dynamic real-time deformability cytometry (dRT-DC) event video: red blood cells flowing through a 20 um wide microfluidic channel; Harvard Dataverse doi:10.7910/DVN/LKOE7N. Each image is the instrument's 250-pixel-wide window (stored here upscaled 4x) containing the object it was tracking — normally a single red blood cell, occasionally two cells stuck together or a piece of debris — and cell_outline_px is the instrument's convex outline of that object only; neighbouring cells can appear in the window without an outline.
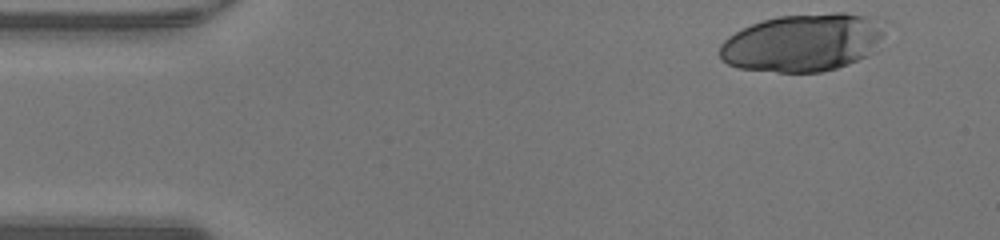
{"species": "human", "species_latin": "Homo sapiens", "temperature_condition": "warm", "stored_images_in_passage": 14, "camera_frame_rate_fps": 3000, "um_per_image_px": 0.085, "donor": {"sex": "male"}, "frame": {"image": 1, "passage_image": 1, "time_ms": 0.0, "image_size_px": [1000, 240], "cell_outline_px": [[884, 32], [876, 52], [848, 64], [836, 68], [820, 72], [776, 72], [740, 68], [728, 64], [720, 60], [720, 44], [728, 36], [752, 24], [764, 20], [780, 16], [832, 12], [844, 12], [868, 16], [884, 20]], "centroid_in_image_um": [68.3, 3.61], "position_along_channel_um": 16.7, "area_um2": 56.07}}
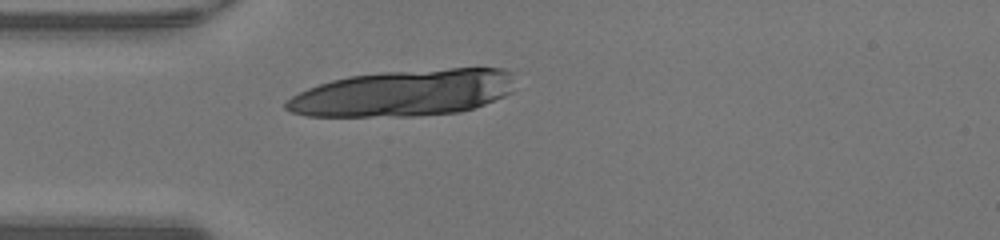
{"frame": {"image": 2, "passage_image": 10, "time_ms": 3.0, "image_size_px": [1000, 240], "cell_outline_px": [[512, 92], [504, 96], [484, 104], [460, 112], [416, 116], [308, 116], [292, 112], [284, 108], [284, 100], [308, 88], [332, 80], [348, 76], [384, 72], [448, 68], [504, 68], [512, 72]], "centroid_in_image_um": [34.31, 7.91], "position_along_channel_um": 50.7, "area_um2": 61.85}}